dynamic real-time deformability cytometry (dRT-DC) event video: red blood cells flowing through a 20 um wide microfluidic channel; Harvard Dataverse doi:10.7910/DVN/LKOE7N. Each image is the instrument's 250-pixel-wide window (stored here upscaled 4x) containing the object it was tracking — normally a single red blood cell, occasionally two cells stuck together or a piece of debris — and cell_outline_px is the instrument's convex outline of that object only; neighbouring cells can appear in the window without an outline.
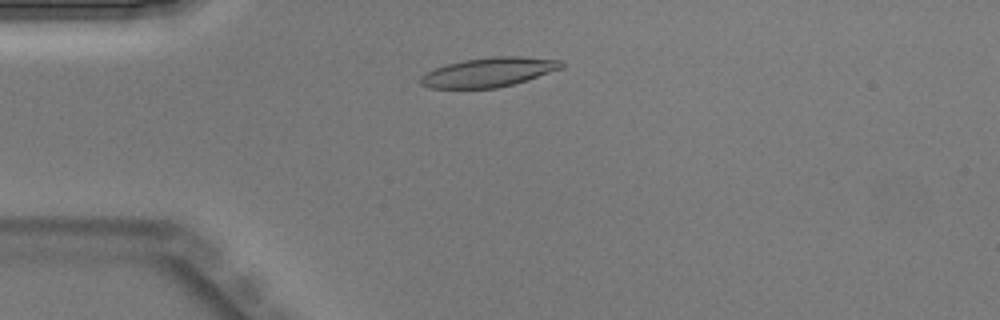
{"species": "Egyptian fruit bat (a non-hibernating species)", "species_latin": "Rousettus aegyptiacus", "temperature_condition": "warm", "stored_images_in_passage": 41, "camera_frame_rate_fps": 3000, "um_per_image_px": 0.085, "animal": {"sex": "male"}, "frame": {"image": 1, "passage_image": 8, "time_ms": 2.333, "image_size_px": [1000, 320], "cell_outline_px": [[564, 68], [528, 80], [496, 88], [428, 88], [420, 84], [420, 76], [436, 68], [448, 64], [464, 60], [492, 56], [520, 56], [560, 60], [564, 64]], "centroid_in_image_um": [41.58, 6.14], "position_along_channel_um": 43.4, "area_um2": 24.04}}
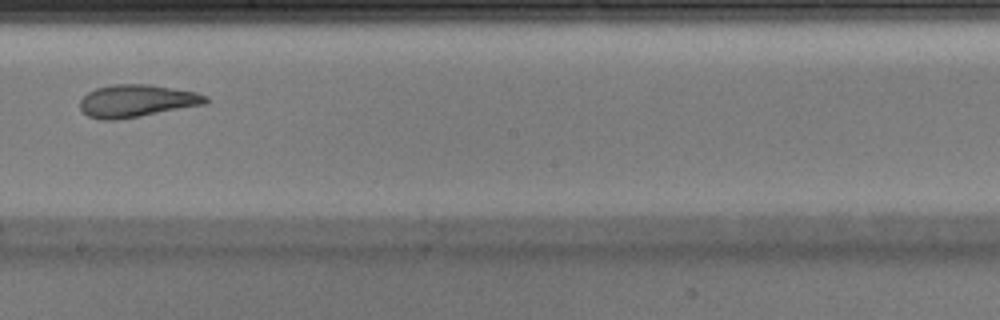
{"frame": {"image": 2, "passage_image": 22, "time_ms": 7.0, "image_size_px": [1000, 320], "cell_outline_px": [[208, 100], [204, 104], [140, 116], [116, 120], [100, 120], [88, 116], [80, 108], [80, 100], [88, 92], [96, 88], [112, 84], [148, 84], [196, 92], [208, 96]], "centroid_in_image_um": [11.59, 8.57], "position_along_channel_um": 236.6, "area_um2": 23.64}}
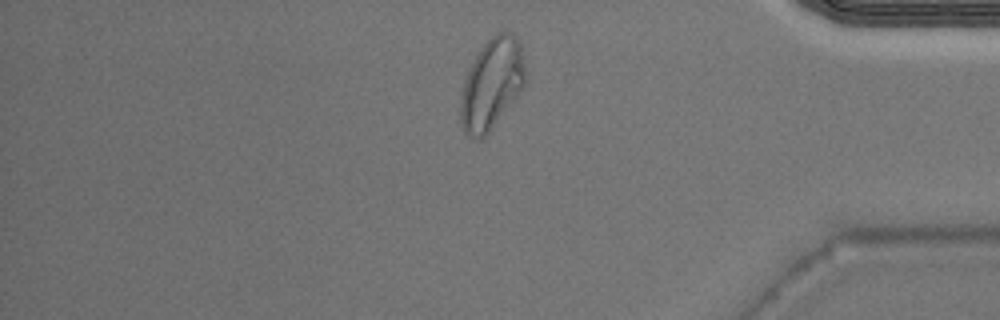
{"frame": {"image": 3, "passage_image": 34, "time_ms": 11.0, "image_size_px": [1000, 320], "cell_outline_px": [[524, 84], [488, 132], [480, 140], [476, 140], [468, 136], [464, 132], [460, 120], [460, 96], [464, 80], [480, 48], [496, 32], [504, 28], [516, 36], [524, 52]], "centroid_in_image_um": [41.77, 7.09], "position_along_channel_um": 393.4, "area_um2": 33.87}}